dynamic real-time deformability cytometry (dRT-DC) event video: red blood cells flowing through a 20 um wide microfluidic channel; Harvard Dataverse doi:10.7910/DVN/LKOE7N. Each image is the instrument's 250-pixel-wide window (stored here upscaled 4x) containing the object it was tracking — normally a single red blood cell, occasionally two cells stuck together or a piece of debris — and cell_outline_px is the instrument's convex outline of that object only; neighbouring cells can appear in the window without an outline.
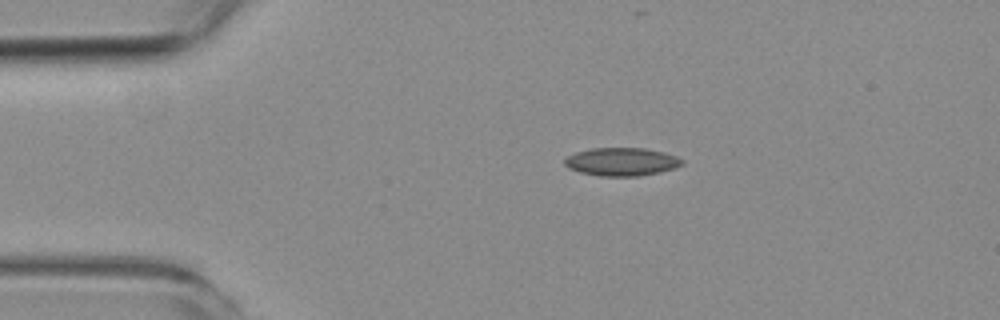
{"species": "common noctule bat (a hibernating species)", "species_latin": "Nyctalus noctula", "temperature_condition": "room temperature", "stored_images_in_passage": 3, "camera_frame_rate_fps": 3000, "um_per_image_px": 0.085, "animal": {"sex": "female", "body_mass_g": 19.3, "forearm_length_mm": 54.1}, "frame": {"image": 1, "passage_image": 1, "time_ms": 0.0, "image_size_px": [1000, 320], "cell_outline_px": [[684, 164], [676, 168], [660, 172], [640, 176], [600, 176], [580, 172], [568, 168], [564, 164], [564, 160], [568, 156], [576, 152], [592, 148], [644, 148], [664, 152], [676, 156], [684, 160]], "centroid_in_image_um": [52.87, 13.75], "position_along_channel_um": 32.1, "area_um2": 19.36}}
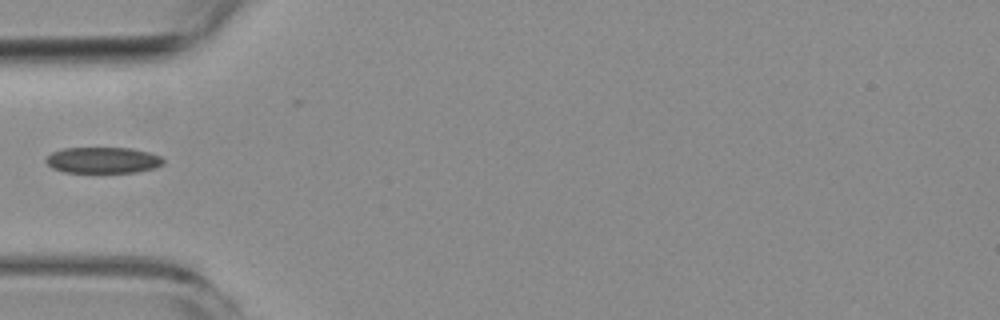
{"frame": {"image": 2, "passage_image": 3, "time_ms": 2.333, "image_size_px": [1000, 320], "cell_outline_px": [[164, 164], [156, 168], [136, 172], [64, 172], [52, 168], [44, 160], [52, 152], [64, 148], [132, 148], [148, 152], [160, 156], [164, 160]], "centroid_in_image_um": [8.77, 13.61], "position_along_channel_um": 76.2, "area_um2": 17.86}}